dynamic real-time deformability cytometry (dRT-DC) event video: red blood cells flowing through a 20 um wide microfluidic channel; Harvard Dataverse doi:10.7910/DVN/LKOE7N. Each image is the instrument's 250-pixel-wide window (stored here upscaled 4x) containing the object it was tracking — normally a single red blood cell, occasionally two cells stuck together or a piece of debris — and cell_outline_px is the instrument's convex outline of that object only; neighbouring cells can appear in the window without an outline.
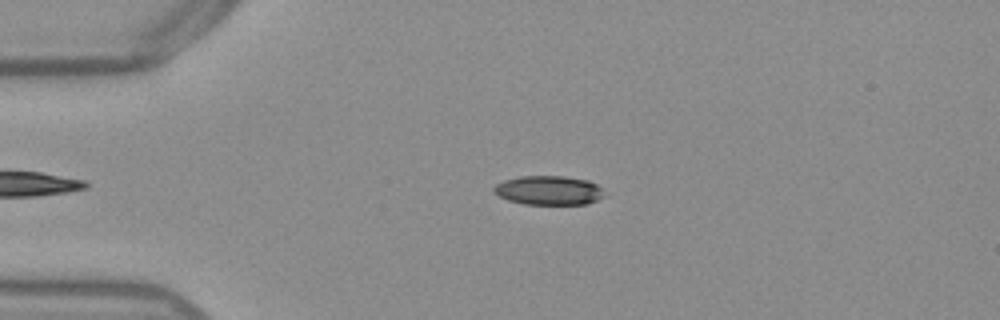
{"species": "Egyptian fruit bat (a non-hibernating species)", "species_latin": "Rousettus aegyptiacus", "temperature_condition": "warm", "stored_images_in_passage": 47, "camera_frame_rate_fps": 3000, "um_per_image_px": 0.085, "frame": {"image": 1, "passage_image": 12, "time_ms": 3.667, "image_size_px": [1000, 320], "cell_outline_px": [[604, 196], [588, 204], [524, 204], [508, 200], [492, 192], [492, 188], [496, 184], [504, 180], [520, 176], [564, 176], [588, 180], [596, 184], [600, 188]], "centroid_in_image_um": [46.61, 16.18], "position_along_channel_um": 38.4, "area_um2": 18.73}}
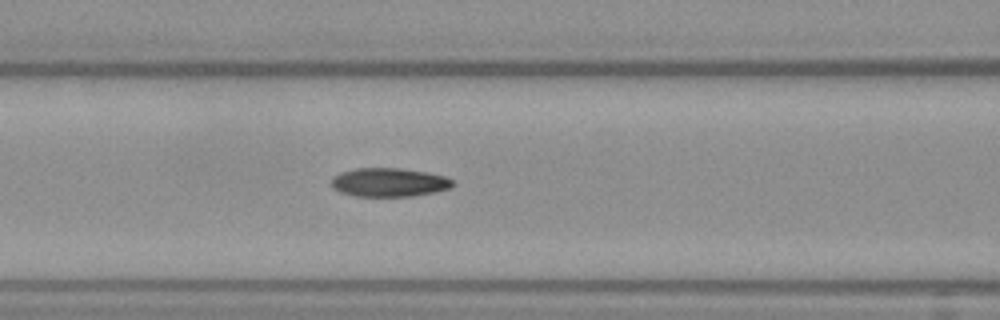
{"frame": {"image": 2, "passage_image": 22, "time_ms": 7.0, "image_size_px": [1000, 320], "cell_outline_px": [[456, 184], [452, 188], [412, 196], [356, 196], [340, 192], [332, 188], [332, 176], [340, 172], [356, 168], [400, 168], [424, 172], [444, 176], [452, 180]], "centroid_in_image_um": [33.05, 15.5], "position_along_channel_um": 133.5, "area_um2": 20.29}}
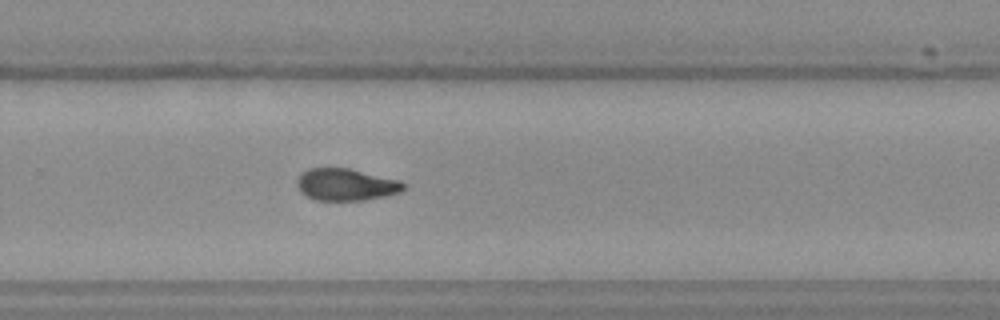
{"frame": {"image": 3, "passage_image": 35, "time_ms": 11.333, "image_size_px": [1000, 320], "cell_outline_px": [[408, 184], [400, 192], [384, 196], [364, 200], [316, 200], [300, 192], [296, 184], [296, 180], [308, 168], [348, 168], [400, 180]], "centroid_in_image_um": [29.42, 15.69], "position_along_channel_um": 300.4, "area_um2": 19.83}, "authors_computed_cell_mechanics": {"area_um2": 20.23, "velocity_mm_per_s": 3.8517, "shape_relaxation_time_tau1_ms": 7.2438, "shape_relaxation_time_tau2_ms": 4.5917, "deformation_change_tau1": 0.1775, "deformation_change_tau2": 0.102}}